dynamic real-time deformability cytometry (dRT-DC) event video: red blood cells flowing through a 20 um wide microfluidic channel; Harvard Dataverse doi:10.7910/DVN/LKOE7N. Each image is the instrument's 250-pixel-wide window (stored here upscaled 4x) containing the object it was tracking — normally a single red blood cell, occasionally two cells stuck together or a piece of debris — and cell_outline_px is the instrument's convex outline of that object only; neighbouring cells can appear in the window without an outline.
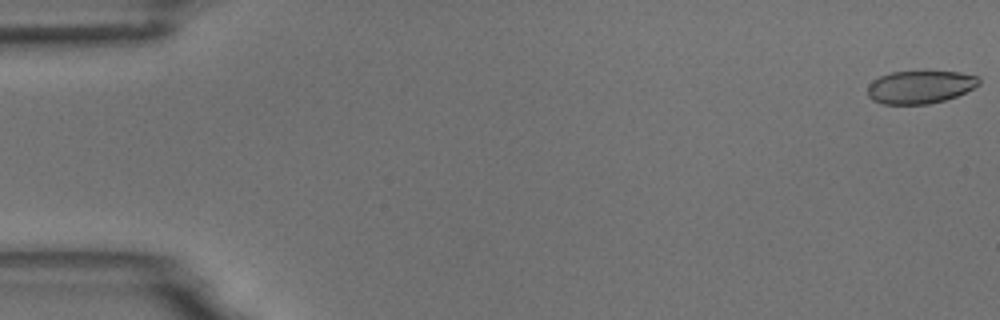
{"species": "common noctule bat (a hibernating species)", "species_latin": "Nyctalus noctula", "temperature_condition": "room temperature", "stored_images_in_passage": 6, "camera_frame_rate_fps": 3000, "um_per_image_px": 0.085, "animal": {"sex": "male", "body_mass_g": 18.8}, "frame": {"image": 1, "passage_image": 1, "time_ms": 0.0, "image_size_px": [1000, 320], "cell_outline_px": [[980, 84], [956, 96], [944, 100], [928, 104], [884, 104], [872, 100], [868, 96], [868, 84], [872, 80], [880, 76], [892, 72], [924, 68], [960, 72], [980, 76]], "centroid_in_image_um": [78.22, 7.33], "position_along_channel_um": 6.8, "area_um2": 22.25}}
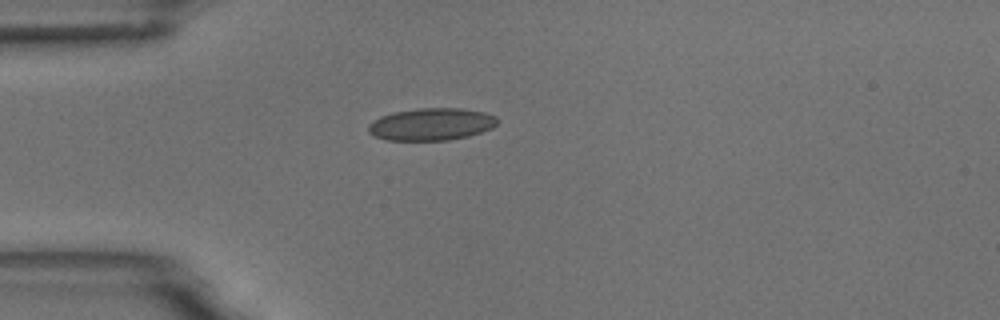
{"frame": {"image": 2, "passage_image": 5, "time_ms": 4.667, "image_size_px": [1000, 320], "cell_outline_px": [[500, 120], [492, 128], [468, 136], [448, 140], [384, 140], [372, 136], [368, 132], [368, 124], [380, 116], [392, 112], [416, 108], [460, 108], [484, 112], [496, 116]], "centroid_in_image_um": [36.64, 10.56], "position_along_channel_um": 48.4, "area_um2": 24.51}}